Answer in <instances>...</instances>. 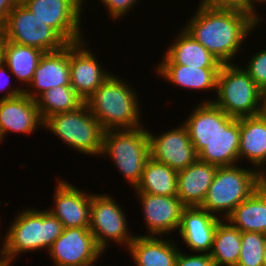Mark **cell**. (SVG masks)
<instances>
[{"mask_svg":"<svg viewBox=\"0 0 266 266\" xmlns=\"http://www.w3.org/2000/svg\"><path fill=\"white\" fill-rule=\"evenodd\" d=\"M197 7L182 28L221 64H236L235 58L242 53V46L245 48L244 44L254 34V29L263 23L260 25L246 11L210 8L199 3Z\"/></svg>","mask_w":266,"mask_h":266,"instance_id":"cell-1","label":"cell"},{"mask_svg":"<svg viewBox=\"0 0 266 266\" xmlns=\"http://www.w3.org/2000/svg\"><path fill=\"white\" fill-rule=\"evenodd\" d=\"M22 208L14 215L12 222H9L1 238L2 255L6 266H13L14 261L20 258L19 255L26 252L45 250L47 253L64 229L61 221L47 209Z\"/></svg>","mask_w":266,"mask_h":266,"instance_id":"cell-2","label":"cell"},{"mask_svg":"<svg viewBox=\"0 0 266 266\" xmlns=\"http://www.w3.org/2000/svg\"><path fill=\"white\" fill-rule=\"evenodd\" d=\"M130 83L111 73L85 101L105 131L144 126L141 98Z\"/></svg>","mask_w":266,"mask_h":266,"instance_id":"cell-3","label":"cell"},{"mask_svg":"<svg viewBox=\"0 0 266 266\" xmlns=\"http://www.w3.org/2000/svg\"><path fill=\"white\" fill-rule=\"evenodd\" d=\"M222 64L217 76L215 97L200 102H212L228 116L242 118L263 113L264 91L251 79L242 65Z\"/></svg>","mask_w":266,"mask_h":266,"instance_id":"cell-4","label":"cell"},{"mask_svg":"<svg viewBox=\"0 0 266 266\" xmlns=\"http://www.w3.org/2000/svg\"><path fill=\"white\" fill-rule=\"evenodd\" d=\"M259 186L260 173L252 167L246 168L242 164L218 167L200 207L226 219Z\"/></svg>","mask_w":266,"mask_h":266,"instance_id":"cell-5","label":"cell"},{"mask_svg":"<svg viewBox=\"0 0 266 266\" xmlns=\"http://www.w3.org/2000/svg\"><path fill=\"white\" fill-rule=\"evenodd\" d=\"M100 157L112 160L114 168L119 171L127 185L134 189L141 179L146 161L150 158L146 126L105 131Z\"/></svg>","mask_w":266,"mask_h":266,"instance_id":"cell-6","label":"cell"},{"mask_svg":"<svg viewBox=\"0 0 266 266\" xmlns=\"http://www.w3.org/2000/svg\"><path fill=\"white\" fill-rule=\"evenodd\" d=\"M44 129L70 150L97 159L101 155L105 130L85 103L74 111L49 116L44 120Z\"/></svg>","mask_w":266,"mask_h":266,"instance_id":"cell-7","label":"cell"},{"mask_svg":"<svg viewBox=\"0 0 266 266\" xmlns=\"http://www.w3.org/2000/svg\"><path fill=\"white\" fill-rule=\"evenodd\" d=\"M127 216L124 207L120 206L114 196L93 192L89 230L103 252L106 253L110 241L125 248L124 250L133 241L135 234L130 231Z\"/></svg>","mask_w":266,"mask_h":266,"instance_id":"cell-8","label":"cell"},{"mask_svg":"<svg viewBox=\"0 0 266 266\" xmlns=\"http://www.w3.org/2000/svg\"><path fill=\"white\" fill-rule=\"evenodd\" d=\"M5 41L53 52L68 43L50 26L37 18L23 3H18L0 25Z\"/></svg>","mask_w":266,"mask_h":266,"instance_id":"cell-9","label":"cell"},{"mask_svg":"<svg viewBox=\"0 0 266 266\" xmlns=\"http://www.w3.org/2000/svg\"><path fill=\"white\" fill-rule=\"evenodd\" d=\"M23 4L68 44L85 39L81 19L87 8L83 0H26Z\"/></svg>","mask_w":266,"mask_h":266,"instance_id":"cell-10","label":"cell"},{"mask_svg":"<svg viewBox=\"0 0 266 266\" xmlns=\"http://www.w3.org/2000/svg\"><path fill=\"white\" fill-rule=\"evenodd\" d=\"M53 265H97L105 254L89 228H64L48 250Z\"/></svg>","mask_w":266,"mask_h":266,"instance_id":"cell-11","label":"cell"},{"mask_svg":"<svg viewBox=\"0 0 266 266\" xmlns=\"http://www.w3.org/2000/svg\"><path fill=\"white\" fill-rule=\"evenodd\" d=\"M150 157L177 171L193 164L198 154L190 140L186 127L181 123L170 130L154 133L148 129Z\"/></svg>","mask_w":266,"mask_h":266,"instance_id":"cell-12","label":"cell"},{"mask_svg":"<svg viewBox=\"0 0 266 266\" xmlns=\"http://www.w3.org/2000/svg\"><path fill=\"white\" fill-rule=\"evenodd\" d=\"M88 39L69 43L70 85L84 102L112 73L103 67L102 62H98L96 53L88 48Z\"/></svg>","mask_w":266,"mask_h":266,"instance_id":"cell-13","label":"cell"},{"mask_svg":"<svg viewBox=\"0 0 266 266\" xmlns=\"http://www.w3.org/2000/svg\"><path fill=\"white\" fill-rule=\"evenodd\" d=\"M137 195V196H136ZM144 218L147 235L166 237L178 231L181 214L185 206L178 196H163L149 193H136ZM170 233V234H169Z\"/></svg>","mask_w":266,"mask_h":266,"instance_id":"cell-14","label":"cell"},{"mask_svg":"<svg viewBox=\"0 0 266 266\" xmlns=\"http://www.w3.org/2000/svg\"><path fill=\"white\" fill-rule=\"evenodd\" d=\"M56 180L52 194L54 204L47 210L61 221L64 228H89L93 192L83 191L61 176Z\"/></svg>","mask_w":266,"mask_h":266,"instance_id":"cell-15","label":"cell"},{"mask_svg":"<svg viewBox=\"0 0 266 266\" xmlns=\"http://www.w3.org/2000/svg\"><path fill=\"white\" fill-rule=\"evenodd\" d=\"M42 120L36 100L25 93L21 96L0 100V136L2 142L13 134H34L37 129L42 131ZM42 128V129H41Z\"/></svg>","mask_w":266,"mask_h":266,"instance_id":"cell-16","label":"cell"},{"mask_svg":"<svg viewBox=\"0 0 266 266\" xmlns=\"http://www.w3.org/2000/svg\"><path fill=\"white\" fill-rule=\"evenodd\" d=\"M220 220L201 207H185L176 233L189 252L210 254Z\"/></svg>","mask_w":266,"mask_h":266,"instance_id":"cell-17","label":"cell"},{"mask_svg":"<svg viewBox=\"0 0 266 266\" xmlns=\"http://www.w3.org/2000/svg\"><path fill=\"white\" fill-rule=\"evenodd\" d=\"M70 85L69 44L64 48L43 54L24 93L36 100L45 91Z\"/></svg>","mask_w":266,"mask_h":266,"instance_id":"cell-18","label":"cell"},{"mask_svg":"<svg viewBox=\"0 0 266 266\" xmlns=\"http://www.w3.org/2000/svg\"><path fill=\"white\" fill-rule=\"evenodd\" d=\"M174 237L135 235L127 247L134 266H175L180 251ZM173 239V240H172ZM176 241V242H174Z\"/></svg>","mask_w":266,"mask_h":266,"instance_id":"cell-19","label":"cell"},{"mask_svg":"<svg viewBox=\"0 0 266 266\" xmlns=\"http://www.w3.org/2000/svg\"><path fill=\"white\" fill-rule=\"evenodd\" d=\"M240 118L229 117L219 133L199 153L198 159L218 167L239 164Z\"/></svg>","mask_w":266,"mask_h":266,"instance_id":"cell-20","label":"cell"},{"mask_svg":"<svg viewBox=\"0 0 266 266\" xmlns=\"http://www.w3.org/2000/svg\"><path fill=\"white\" fill-rule=\"evenodd\" d=\"M192 109L182 123L198 154L219 133L221 124L230 116L212 102H198Z\"/></svg>","mask_w":266,"mask_h":266,"instance_id":"cell-21","label":"cell"},{"mask_svg":"<svg viewBox=\"0 0 266 266\" xmlns=\"http://www.w3.org/2000/svg\"><path fill=\"white\" fill-rule=\"evenodd\" d=\"M157 64H181L198 68H220L221 63L182 27Z\"/></svg>","mask_w":266,"mask_h":266,"instance_id":"cell-22","label":"cell"},{"mask_svg":"<svg viewBox=\"0 0 266 266\" xmlns=\"http://www.w3.org/2000/svg\"><path fill=\"white\" fill-rule=\"evenodd\" d=\"M218 166L197 159L177 174V196L185 207H200Z\"/></svg>","mask_w":266,"mask_h":266,"instance_id":"cell-23","label":"cell"},{"mask_svg":"<svg viewBox=\"0 0 266 266\" xmlns=\"http://www.w3.org/2000/svg\"><path fill=\"white\" fill-rule=\"evenodd\" d=\"M156 70V71H155ZM220 68H198L181 64H157L154 71L157 77L174 87L187 91L214 92L216 94L217 76Z\"/></svg>","mask_w":266,"mask_h":266,"instance_id":"cell-24","label":"cell"},{"mask_svg":"<svg viewBox=\"0 0 266 266\" xmlns=\"http://www.w3.org/2000/svg\"><path fill=\"white\" fill-rule=\"evenodd\" d=\"M238 154L239 164L249 162L259 173L266 167V116L263 113L240 118Z\"/></svg>","mask_w":266,"mask_h":266,"instance_id":"cell-25","label":"cell"},{"mask_svg":"<svg viewBox=\"0 0 266 266\" xmlns=\"http://www.w3.org/2000/svg\"><path fill=\"white\" fill-rule=\"evenodd\" d=\"M226 220L241 232L266 234V189L259 186Z\"/></svg>","mask_w":266,"mask_h":266,"instance_id":"cell-26","label":"cell"},{"mask_svg":"<svg viewBox=\"0 0 266 266\" xmlns=\"http://www.w3.org/2000/svg\"><path fill=\"white\" fill-rule=\"evenodd\" d=\"M44 53L34 47L4 40V64L13 74V80L20 82L23 90L30 85Z\"/></svg>","mask_w":266,"mask_h":266,"instance_id":"cell-27","label":"cell"},{"mask_svg":"<svg viewBox=\"0 0 266 266\" xmlns=\"http://www.w3.org/2000/svg\"><path fill=\"white\" fill-rule=\"evenodd\" d=\"M178 171L151 157L146 161L141 179L133 189L136 193L177 196Z\"/></svg>","mask_w":266,"mask_h":266,"instance_id":"cell-28","label":"cell"},{"mask_svg":"<svg viewBox=\"0 0 266 266\" xmlns=\"http://www.w3.org/2000/svg\"><path fill=\"white\" fill-rule=\"evenodd\" d=\"M241 248V231L226 219L216 227L210 257L216 266H236Z\"/></svg>","mask_w":266,"mask_h":266,"instance_id":"cell-29","label":"cell"},{"mask_svg":"<svg viewBox=\"0 0 266 266\" xmlns=\"http://www.w3.org/2000/svg\"><path fill=\"white\" fill-rule=\"evenodd\" d=\"M36 103L40 116L44 121L49 116L74 111L85 102L71 85H66L45 91L36 99Z\"/></svg>","mask_w":266,"mask_h":266,"instance_id":"cell-30","label":"cell"},{"mask_svg":"<svg viewBox=\"0 0 266 266\" xmlns=\"http://www.w3.org/2000/svg\"><path fill=\"white\" fill-rule=\"evenodd\" d=\"M266 234L241 232V248L236 266H263Z\"/></svg>","mask_w":266,"mask_h":266,"instance_id":"cell-31","label":"cell"},{"mask_svg":"<svg viewBox=\"0 0 266 266\" xmlns=\"http://www.w3.org/2000/svg\"><path fill=\"white\" fill-rule=\"evenodd\" d=\"M263 48L265 49H259L256 53H249L253 56L245 63L246 67H242L251 79L266 92V47Z\"/></svg>","mask_w":266,"mask_h":266,"instance_id":"cell-32","label":"cell"},{"mask_svg":"<svg viewBox=\"0 0 266 266\" xmlns=\"http://www.w3.org/2000/svg\"><path fill=\"white\" fill-rule=\"evenodd\" d=\"M86 1L83 0V5H86ZM140 1V0H139ZM138 0H99V3L101 2L102 6L104 7V10H106V13L108 12V17L113 19L114 23L120 19H122L124 16L130 15L129 13H132V9L134 10L136 8L137 3H139ZM142 1V0H141ZM115 19V20H114Z\"/></svg>","mask_w":266,"mask_h":266,"instance_id":"cell-33","label":"cell"},{"mask_svg":"<svg viewBox=\"0 0 266 266\" xmlns=\"http://www.w3.org/2000/svg\"><path fill=\"white\" fill-rule=\"evenodd\" d=\"M7 72H9V74ZM11 74L9 68L4 63L0 65V92L5 91V94L0 96V100L12 99L24 94V90L20 85L16 86V84H10L12 81L10 77L13 76V74Z\"/></svg>","mask_w":266,"mask_h":266,"instance_id":"cell-34","label":"cell"},{"mask_svg":"<svg viewBox=\"0 0 266 266\" xmlns=\"http://www.w3.org/2000/svg\"><path fill=\"white\" fill-rule=\"evenodd\" d=\"M179 254L176 259L175 266H216L215 262L211 259L210 254L206 253H186L180 248ZM188 254V255H187Z\"/></svg>","mask_w":266,"mask_h":266,"instance_id":"cell-35","label":"cell"},{"mask_svg":"<svg viewBox=\"0 0 266 266\" xmlns=\"http://www.w3.org/2000/svg\"><path fill=\"white\" fill-rule=\"evenodd\" d=\"M199 4L210 8L241 10V0H201Z\"/></svg>","mask_w":266,"mask_h":266,"instance_id":"cell-36","label":"cell"},{"mask_svg":"<svg viewBox=\"0 0 266 266\" xmlns=\"http://www.w3.org/2000/svg\"><path fill=\"white\" fill-rule=\"evenodd\" d=\"M260 5L262 7V0H241V11L251 13L255 17L256 21L260 24L261 22H263V19H266L265 16L263 18L260 15L261 13L258 10V7L260 8Z\"/></svg>","mask_w":266,"mask_h":266,"instance_id":"cell-37","label":"cell"},{"mask_svg":"<svg viewBox=\"0 0 266 266\" xmlns=\"http://www.w3.org/2000/svg\"><path fill=\"white\" fill-rule=\"evenodd\" d=\"M17 4V0H0V25L7 19L9 13Z\"/></svg>","mask_w":266,"mask_h":266,"instance_id":"cell-38","label":"cell"},{"mask_svg":"<svg viewBox=\"0 0 266 266\" xmlns=\"http://www.w3.org/2000/svg\"><path fill=\"white\" fill-rule=\"evenodd\" d=\"M4 63V38L0 34V65Z\"/></svg>","mask_w":266,"mask_h":266,"instance_id":"cell-39","label":"cell"},{"mask_svg":"<svg viewBox=\"0 0 266 266\" xmlns=\"http://www.w3.org/2000/svg\"><path fill=\"white\" fill-rule=\"evenodd\" d=\"M260 186L266 187V167L260 173Z\"/></svg>","mask_w":266,"mask_h":266,"instance_id":"cell-40","label":"cell"},{"mask_svg":"<svg viewBox=\"0 0 266 266\" xmlns=\"http://www.w3.org/2000/svg\"><path fill=\"white\" fill-rule=\"evenodd\" d=\"M0 221H1V219H0ZM0 224H2V223H0ZM1 234L2 233H0V235ZM0 238H1V236H0ZM0 243H2V239H0ZM0 266H6V264H5L4 260H3L2 246H0Z\"/></svg>","mask_w":266,"mask_h":266,"instance_id":"cell-41","label":"cell"},{"mask_svg":"<svg viewBox=\"0 0 266 266\" xmlns=\"http://www.w3.org/2000/svg\"><path fill=\"white\" fill-rule=\"evenodd\" d=\"M263 114L266 116V92H264Z\"/></svg>","mask_w":266,"mask_h":266,"instance_id":"cell-42","label":"cell"},{"mask_svg":"<svg viewBox=\"0 0 266 266\" xmlns=\"http://www.w3.org/2000/svg\"><path fill=\"white\" fill-rule=\"evenodd\" d=\"M52 266H95V265H52Z\"/></svg>","mask_w":266,"mask_h":266,"instance_id":"cell-43","label":"cell"},{"mask_svg":"<svg viewBox=\"0 0 266 266\" xmlns=\"http://www.w3.org/2000/svg\"><path fill=\"white\" fill-rule=\"evenodd\" d=\"M264 263H263V266H266V247H265V250H264Z\"/></svg>","mask_w":266,"mask_h":266,"instance_id":"cell-44","label":"cell"},{"mask_svg":"<svg viewBox=\"0 0 266 266\" xmlns=\"http://www.w3.org/2000/svg\"><path fill=\"white\" fill-rule=\"evenodd\" d=\"M265 5H266V0H262V6L264 7Z\"/></svg>","mask_w":266,"mask_h":266,"instance_id":"cell-45","label":"cell"},{"mask_svg":"<svg viewBox=\"0 0 266 266\" xmlns=\"http://www.w3.org/2000/svg\"><path fill=\"white\" fill-rule=\"evenodd\" d=\"M17 1H18V3H23L26 0H17Z\"/></svg>","mask_w":266,"mask_h":266,"instance_id":"cell-46","label":"cell"}]
</instances>
